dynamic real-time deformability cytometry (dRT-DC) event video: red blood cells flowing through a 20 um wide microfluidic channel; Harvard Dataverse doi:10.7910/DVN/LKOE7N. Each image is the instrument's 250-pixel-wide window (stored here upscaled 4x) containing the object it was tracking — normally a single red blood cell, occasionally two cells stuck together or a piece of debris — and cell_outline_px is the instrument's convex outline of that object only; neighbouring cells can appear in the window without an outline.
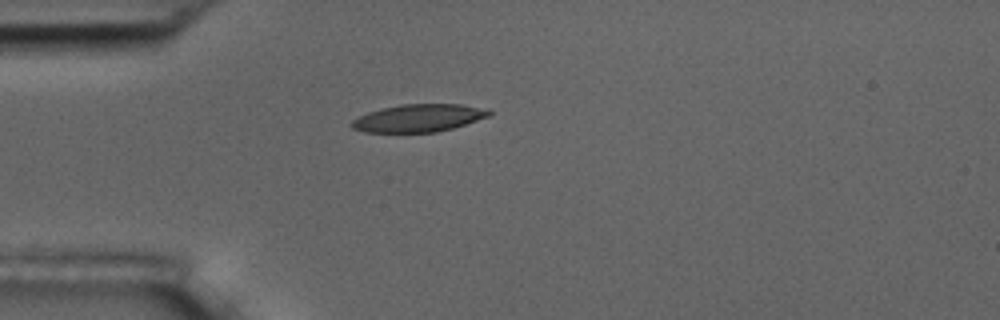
{"species": "common noctule bat (a hibernating species)", "species_latin": "Nyctalus noctula", "temperature_condition": "room temperature", "stored_images_in_passage": 6, "camera_frame_rate_fps": 3000, "um_per_image_px": 0.085, "animal": {"sex": "male", "body_mass_g": 17.5, "forearm_length_mm": 52.3}, "frame": {"image": 1, "passage_image": 6, "time_ms": 6.0, "image_size_px": [1000, 320], "cell_outline_px": [[492, 112], [488, 116], [452, 128], [436, 132], [364, 132], [352, 128], [348, 124], [352, 120], [368, 112], [380, 108], [400, 104], [460, 104], [488, 108]], "centroid_in_image_um": [35.55, 10.02], "position_along_channel_um": 49.5, "area_um2": 22.14}}